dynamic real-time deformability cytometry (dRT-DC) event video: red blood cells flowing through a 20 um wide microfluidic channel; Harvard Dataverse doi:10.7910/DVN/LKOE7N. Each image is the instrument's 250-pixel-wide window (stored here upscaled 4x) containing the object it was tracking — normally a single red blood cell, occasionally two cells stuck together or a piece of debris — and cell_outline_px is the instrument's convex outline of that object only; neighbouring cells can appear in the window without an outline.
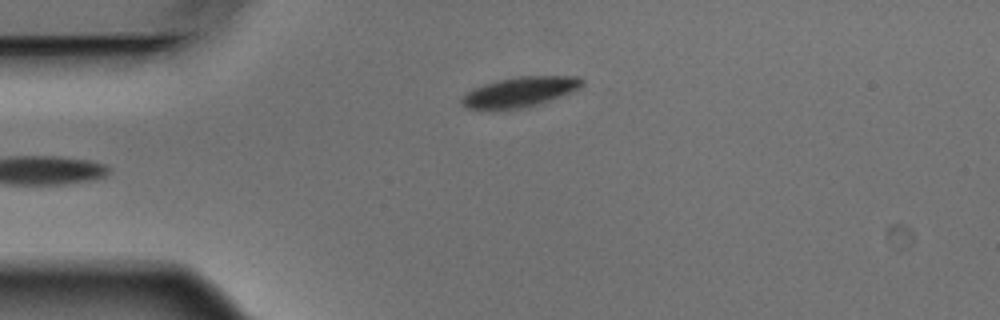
{"species": "Egyptian fruit bat (a non-hibernating species)", "species_latin": "Rousettus aegyptiacus", "temperature_condition": "warm", "stored_images_in_passage": 4, "camera_frame_rate_fps": 3000, "um_per_image_px": 0.085, "animal": {"sex": "male"}, "frame": {"image": 1, "passage_image": 4, "time_ms": 1.0, "image_size_px": [1000, 320], "cell_outline_px": [[584, 84], [580, 88], [560, 96], [524, 108], [480, 112], [468, 108], [460, 104], [460, 100], [472, 88], [484, 84], [500, 80], [520, 76], [580, 76], [584, 80]], "centroid_in_image_um": [44.13, 7.84], "position_along_channel_um": 40.9, "area_um2": 21.39}}